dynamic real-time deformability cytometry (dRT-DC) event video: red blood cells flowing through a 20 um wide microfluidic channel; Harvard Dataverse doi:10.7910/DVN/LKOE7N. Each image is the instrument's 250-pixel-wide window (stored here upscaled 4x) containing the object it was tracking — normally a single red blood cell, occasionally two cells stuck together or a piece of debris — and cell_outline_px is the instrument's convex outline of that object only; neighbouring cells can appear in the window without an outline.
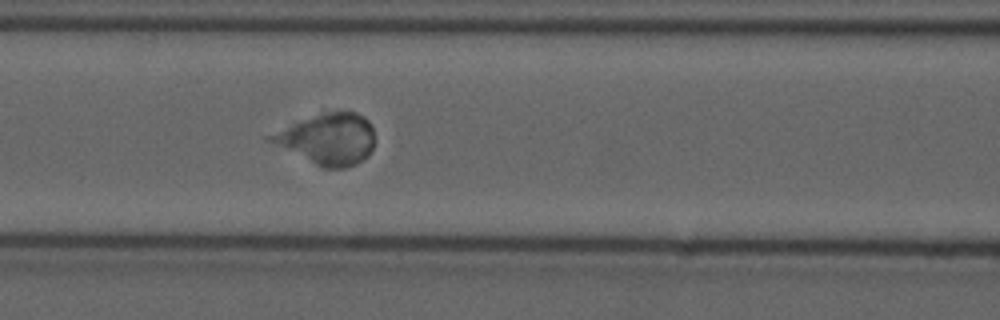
{"species": "common noctule bat (a hibernating species)", "species_latin": "Nyctalus noctula", "temperature_condition": "cold", "stored_images_in_passage": 55, "camera_frame_rate_fps": 3000, "um_per_image_px": 0.085, "animal": {"sex": "male", "forearm_length_mm": 52.5}, "frame": {"image": 1, "passage_image": 22, "time_ms": 7.0, "image_size_px": [1000, 320], "cell_outline_px": [[372, 148], [368, 156], [356, 164], [344, 168], [324, 168], [264, 140], [264, 136], [316, 116], [328, 112], [356, 112], [364, 116], [368, 120], [372, 128]], "centroid_in_image_um": [27.85, 11.84], "position_along_channel_um": 138.7, "area_um2": 30.23}}
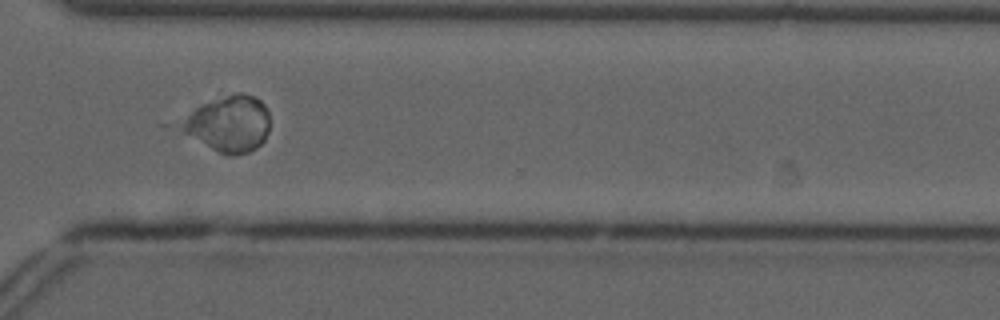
{"frame": {"image": 2, "passage_image": 40, "time_ms": 13.0, "image_size_px": [1000, 320], "cell_outline_px": [[268, 132], [264, 140], [256, 148], [248, 152], [228, 156], [212, 148], [184, 132], [180, 124], [196, 108], [204, 104], [232, 92], [244, 92], [256, 96], [264, 104], [268, 112]], "centroid_in_image_um": [19.51, 10.49], "position_along_channel_um": 351.1, "area_um2": 28.38}}
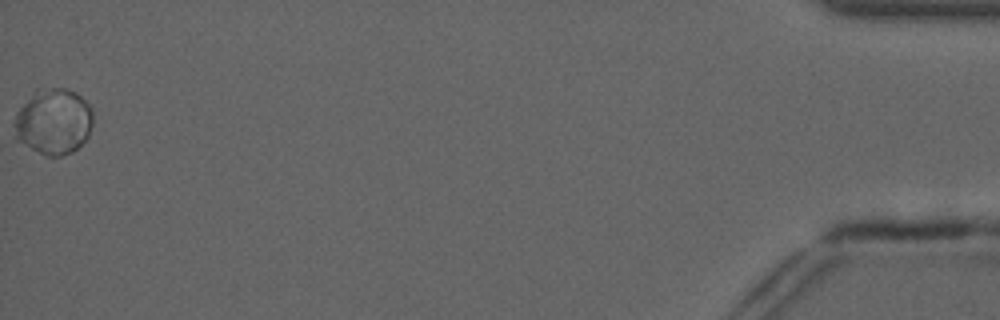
{"frame": {"image": 3, "passage_image": 55, "time_ms": 18.0, "image_size_px": [1000, 320], "cell_outline_px": [[92, 124], [88, 136], [72, 152], [60, 156], [48, 156], [16, 140], [12, 124], [16, 112], [36, 88], [64, 88], [76, 92], [92, 108]], "centroid_in_image_um": [4.52, 10.31], "position_along_channel_um": 430.7, "area_um2": 30.29}}